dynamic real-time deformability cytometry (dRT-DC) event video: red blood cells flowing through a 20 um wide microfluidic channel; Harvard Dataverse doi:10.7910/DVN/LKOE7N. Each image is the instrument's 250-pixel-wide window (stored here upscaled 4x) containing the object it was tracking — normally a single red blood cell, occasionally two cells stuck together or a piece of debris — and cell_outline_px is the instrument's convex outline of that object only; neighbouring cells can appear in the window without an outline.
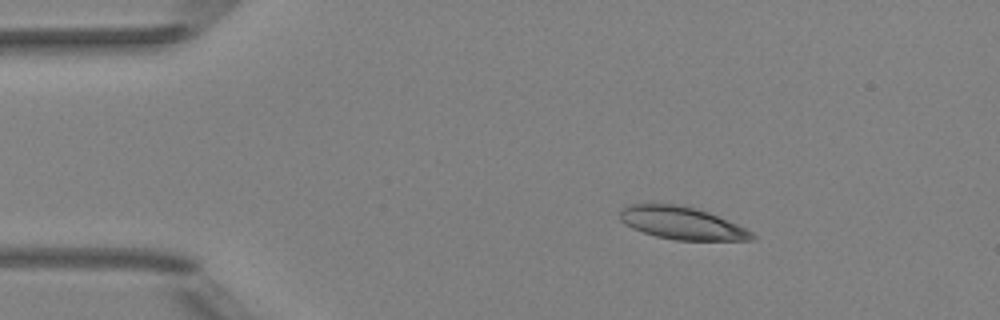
{"species": "Egyptian fruit bat (a non-hibernating species)", "species_latin": "Rousettus aegyptiacus", "temperature_condition": "room temperature", "stored_images_in_passage": 2, "camera_frame_rate_fps": 3000, "um_per_image_px": 0.085, "animal": {"sex": "female"}, "frame": {"image": 1, "passage_image": 1, "time_ms": 0.0, "image_size_px": [1000, 320], "cell_outline_px": [[756, 236], [752, 240], [676, 240], [656, 236], [632, 228], [624, 224], [620, 220], [620, 212], [628, 204], [652, 200], [676, 204], [696, 208], [708, 212], [736, 224], [752, 232]], "centroid_in_image_um": [57.87, 18.91], "position_along_channel_um": 27.1, "area_um2": 25.49}}